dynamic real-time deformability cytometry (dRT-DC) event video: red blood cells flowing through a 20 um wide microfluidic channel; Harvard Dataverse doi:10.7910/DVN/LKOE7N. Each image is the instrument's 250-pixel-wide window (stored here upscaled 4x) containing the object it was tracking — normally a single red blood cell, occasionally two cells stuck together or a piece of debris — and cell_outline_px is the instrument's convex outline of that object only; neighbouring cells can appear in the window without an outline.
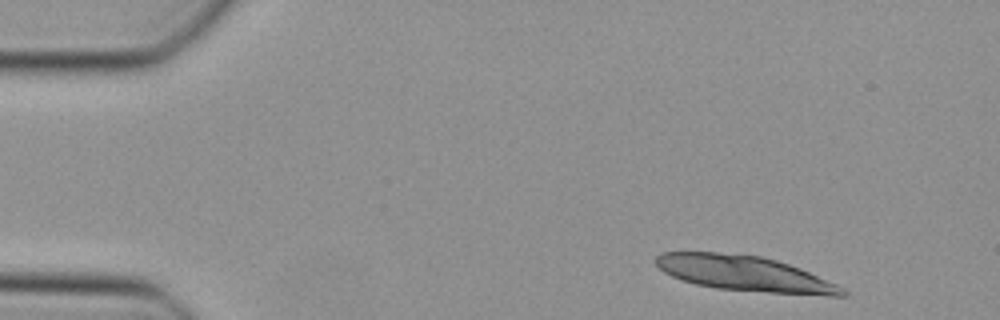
{"species": "Egyptian fruit bat (a non-hibernating species)", "species_latin": "Rousettus aegyptiacus", "temperature_condition": "cold", "stored_images_in_passage": 44, "segment_of_instrument_passage": [1, 2], "camera_frame_rate_fps": 3000, "um_per_image_px": 0.085, "animal": {"sex": "female"}, "frame": {"image": 1, "passage_image": 3, "time_ms": 0.667, "image_size_px": [1000, 320], "cell_outline_px": [[848, 296], [828, 296], [768, 292], [716, 288], [696, 284], [680, 280], [664, 272], [652, 260], [660, 252], [716, 252], [760, 256], [776, 260], [800, 268], [836, 284], [844, 288], [848, 292]], "centroid_in_image_um": [63.28, 23.25], "position_along_channel_um": 21.7, "area_um2": 38.26}}